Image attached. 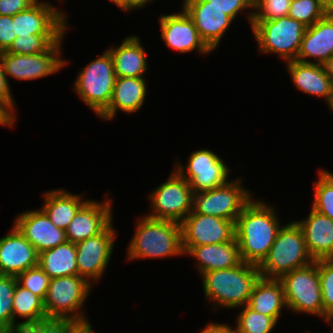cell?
I'll list each match as a JSON object with an SVG mask.
<instances>
[{
	"label": "cell",
	"instance_id": "obj_7",
	"mask_svg": "<svg viewBox=\"0 0 333 333\" xmlns=\"http://www.w3.org/2000/svg\"><path fill=\"white\" fill-rule=\"evenodd\" d=\"M116 78L112 57L106 50L78 73L74 89L99 116L109 106Z\"/></svg>",
	"mask_w": 333,
	"mask_h": 333
},
{
	"label": "cell",
	"instance_id": "obj_41",
	"mask_svg": "<svg viewBox=\"0 0 333 333\" xmlns=\"http://www.w3.org/2000/svg\"><path fill=\"white\" fill-rule=\"evenodd\" d=\"M13 17L0 15V52L6 51L17 37L15 34Z\"/></svg>",
	"mask_w": 333,
	"mask_h": 333
},
{
	"label": "cell",
	"instance_id": "obj_26",
	"mask_svg": "<svg viewBox=\"0 0 333 333\" xmlns=\"http://www.w3.org/2000/svg\"><path fill=\"white\" fill-rule=\"evenodd\" d=\"M287 63L288 72L297 89L328 100L333 82L322 64L302 63L296 60Z\"/></svg>",
	"mask_w": 333,
	"mask_h": 333
},
{
	"label": "cell",
	"instance_id": "obj_27",
	"mask_svg": "<svg viewBox=\"0 0 333 333\" xmlns=\"http://www.w3.org/2000/svg\"><path fill=\"white\" fill-rule=\"evenodd\" d=\"M247 305L258 313L272 317L276 322L286 308L284 289L279 279L260 277Z\"/></svg>",
	"mask_w": 333,
	"mask_h": 333
},
{
	"label": "cell",
	"instance_id": "obj_13",
	"mask_svg": "<svg viewBox=\"0 0 333 333\" xmlns=\"http://www.w3.org/2000/svg\"><path fill=\"white\" fill-rule=\"evenodd\" d=\"M184 168L177 162L175 170L189 182L194 194L221 187L229 181L230 170L211 150L194 151L188 158L187 170Z\"/></svg>",
	"mask_w": 333,
	"mask_h": 333
},
{
	"label": "cell",
	"instance_id": "obj_9",
	"mask_svg": "<svg viewBox=\"0 0 333 333\" xmlns=\"http://www.w3.org/2000/svg\"><path fill=\"white\" fill-rule=\"evenodd\" d=\"M150 194L153 213L147 217L180 224L193 209L191 186L176 170Z\"/></svg>",
	"mask_w": 333,
	"mask_h": 333
},
{
	"label": "cell",
	"instance_id": "obj_52",
	"mask_svg": "<svg viewBox=\"0 0 333 333\" xmlns=\"http://www.w3.org/2000/svg\"><path fill=\"white\" fill-rule=\"evenodd\" d=\"M327 103H328L330 109L333 111V86H332L331 92L329 94Z\"/></svg>",
	"mask_w": 333,
	"mask_h": 333
},
{
	"label": "cell",
	"instance_id": "obj_24",
	"mask_svg": "<svg viewBox=\"0 0 333 333\" xmlns=\"http://www.w3.org/2000/svg\"><path fill=\"white\" fill-rule=\"evenodd\" d=\"M186 254L197 259V267L201 275L207 271L229 269L243 262L235 238L222 244L192 247Z\"/></svg>",
	"mask_w": 333,
	"mask_h": 333
},
{
	"label": "cell",
	"instance_id": "obj_21",
	"mask_svg": "<svg viewBox=\"0 0 333 333\" xmlns=\"http://www.w3.org/2000/svg\"><path fill=\"white\" fill-rule=\"evenodd\" d=\"M333 55V12H328L312 26H308L301 41L296 61L323 64ZM315 58V62L306 60Z\"/></svg>",
	"mask_w": 333,
	"mask_h": 333
},
{
	"label": "cell",
	"instance_id": "obj_10",
	"mask_svg": "<svg viewBox=\"0 0 333 333\" xmlns=\"http://www.w3.org/2000/svg\"><path fill=\"white\" fill-rule=\"evenodd\" d=\"M251 198V192L244 189L240 179L232 180L221 187L195 193L192 211L235 222Z\"/></svg>",
	"mask_w": 333,
	"mask_h": 333
},
{
	"label": "cell",
	"instance_id": "obj_18",
	"mask_svg": "<svg viewBox=\"0 0 333 333\" xmlns=\"http://www.w3.org/2000/svg\"><path fill=\"white\" fill-rule=\"evenodd\" d=\"M111 204L110 199L86 200L65 230L67 240L76 244L102 233L113 223Z\"/></svg>",
	"mask_w": 333,
	"mask_h": 333
},
{
	"label": "cell",
	"instance_id": "obj_35",
	"mask_svg": "<svg viewBox=\"0 0 333 333\" xmlns=\"http://www.w3.org/2000/svg\"><path fill=\"white\" fill-rule=\"evenodd\" d=\"M327 13L321 0H292L288 16L308 27L322 19Z\"/></svg>",
	"mask_w": 333,
	"mask_h": 333
},
{
	"label": "cell",
	"instance_id": "obj_32",
	"mask_svg": "<svg viewBox=\"0 0 333 333\" xmlns=\"http://www.w3.org/2000/svg\"><path fill=\"white\" fill-rule=\"evenodd\" d=\"M236 321V333H271L277 323L272 317L254 311L247 304Z\"/></svg>",
	"mask_w": 333,
	"mask_h": 333
},
{
	"label": "cell",
	"instance_id": "obj_11",
	"mask_svg": "<svg viewBox=\"0 0 333 333\" xmlns=\"http://www.w3.org/2000/svg\"><path fill=\"white\" fill-rule=\"evenodd\" d=\"M62 39L52 44L46 51L34 55H18L1 52L4 73L16 80H33L51 75L67 64L60 58Z\"/></svg>",
	"mask_w": 333,
	"mask_h": 333
},
{
	"label": "cell",
	"instance_id": "obj_38",
	"mask_svg": "<svg viewBox=\"0 0 333 333\" xmlns=\"http://www.w3.org/2000/svg\"><path fill=\"white\" fill-rule=\"evenodd\" d=\"M324 319L333 311V259L318 260Z\"/></svg>",
	"mask_w": 333,
	"mask_h": 333
},
{
	"label": "cell",
	"instance_id": "obj_50",
	"mask_svg": "<svg viewBox=\"0 0 333 333\" xmlns=\"http://www.w3.org/2000/svg\"><path fill=\"white\" fill-rule=\"evenodd\" d=\"M110 1L115 3V5H117L122 10L127 11V0H110Z\"/></svg>",
	"mask_w": 333,
	"mask_h": 333
},
{
	"label": "cell",
	"instance_id": "obj_30",
	"mask_svg": "<svg viewBox=\"0 0 333 333\" xmlns=\"http://www.w3.org/2000/svg\"><path fill=\"white\" fill-rule=\"evenodd\" d=\"M12 310L13 328L32 324L47 318L44 301L30 290L20 286L18 283H16L14 288ZM16 315L20 318H25L26 320L21 323H17L15 319V317H17Z\"/></svg>",
	"mask_w": 333,
	"mask_h": 333
},
{
	"label": "cell",
	"instance_id": "obj_29",
	"mask_svg": "<svg viewBox=\"0 0 333 333\" xmlns=\"http://www.w3.org/2000/svg\"><path fill=\"white\" fill-rule=\"evenodd\" d=\"M38 266L51 278L78 275L75 243L65 242L38 254Z\"/></svg>",
	"mask_w": 333,
	"mask_h": 333
},
{
	"label": "cell",
	"instance_id": "obj_39",
	"mask_svg": "<svg viewBox=\"0 0 333 333\" xmlns=\"http://www.w3.org/2000/svg\"><path fill=\"white\" fill-rule=\"evenodd\" d=\"M23 327L26 333H74L80 325L69 319L46 318Z\"/></svg>",
	"mask_w": 333,
	"mask_h": 333
},
{
	"label": "cell",
	"instance_id": "obj_36",
	"mask_svg": "<svg viewBox=\"0 0 333 333\" xmlns=\"http://www.w3.org/2000/svg\"><path fill=\"white\" fill-rule=\"evenodd\" d=\"M16 276L0 275V327L13 328V293Z\"/></svg>",
	"mask_w": 333,
	"mask_h": 333
},
{
	"label": "cell",
	"instance_id": "obj_54",
	"mask_svg": "<svg viewBox=\"0 0 333 333\" xmlns=\"http://www.w3.org/2000/svg\"><path fill=\"white\" fill-rule=\"evenodd\" d=\"M0 70H3L2 60H1V52H0Z\"/></svg>",
	"mask_w": 333,
	"mask_h": 333
},
{
	"label": "cell",
	"instance_id": "obj_45",
	"mask_svg": "<svg viewBox=\"0 0 333 333\" xmlns=\"http://www.w3.org/2000/svg\"><path fill=\"white\" fill-rule=\"evenodd\" d=\"M200 333H236V331L230 325L211 322Z\"/></svg>",
	"mask_w": 333,
	"mask_h": 333
},
{
	"label": "cell",
	"instance_id": "obj_15",
	"mask_svg": "<svg viewBox=\"0 0 333 333\" xmlns=\"http://www.w3.org/2000/svg\"><path fill=\"white\" fill-rule=\"evenodd\" d=\"M13 17L16 36L64 35L67 17L49 4L38 0L28 9L20 11Z\"/></svg>",
	"mask_w": 333,
	"mask_h": 333
},
{
	"label": "cell",
	"instance_id": "obj_53",
	"mask_svg": "<svg viewBox=\"0 0 333 333\" xmlns=\"http://www.w3.org/2000/svg\"><path fill=\"white\" fill-rule=\"evenodd\" d=\"M325 320L330 323L333 327V311L331 313H329L328 315H326ZM333 329V328H332ZM333 331V330H332Z\"/></svg>",
	"mask_w": 333,
	"mask_h": 333
},
{
	"label": "cell",
	"instance_id": "obj_12",
	"mask_svg": "<svg viewBox=\"0 0 333 333\" xmlns=\"http://www.w3.org/2000/svg\"><path fill=\"white\" fill-rule=\"evenodd\" d=\"M184 255L192 248L235 238V222L191 211L180 223Z\"/></svg>",
	"mask_w": 333,
	"mask_h": 333
},
{
	"label": "cell",
	"instance_id": "obj_20",
	"mask_svg": "<svg viewBox=\"0 0 333 333\" xmlns=\"http://www.w3.org/2000/svg\"><path fill=\"white\" fill-rule=\"evenodd\" d=\"M37 265L36 249L15 226L0 238V275L17 276Z\"/></svg>",
	"mask_w": 333,
	"mask_h": 333
},
{
	"label": "cell",
	"instance_id": "obj_1",
	"mask_svg": "<svg viewBox=\"0 0 333 333\" xmlns=\"http://www.w3.org/2000/svg\"><path fill=\"white\" fill-rule=\"evenodd\" d=\"M263 201H250L235 221V239L243 262L259 265L267 256L281 225Z\"/></svg>",
	"mask_w": 333,
	"mask_h": 333
},
{
	"label": "cell",
	"instance_id": "obj_6",
	"mask_svg": "<svg viewBox=\"0 0 333 333\" xmlns=\"http://www.w3.org/2000/svg\"><path fill=\"white\" fill-rule=\"evenodd\" d=\"M251 28L262 53L278 54L286 62L294 61L307 26L302 22L281 17L274 20L251 22Z\"/></svg>",
	"mask_w": 333,
	"mask_h": 333
},
{
	"label": "cell",
	"instance_id": "obj_16",
	"mask_svg": "<svg viewBox=\"0 0 333 333\" xmlns=\"http://www.w3.org/2000/svg\"><path fill=\"white\" fill-rule=\"evenodd\" d=\"M182 7L193 20L205 45L211 51L216 49L233 20L205 0H188Z\"/></svg>",
	"mask_w": 333,
	"mask_h": 333
},
{
	"label": "cell",
	"instance_id": "obj_51",
	"mask_svg": "<svg viewBox=\"0 0 333 333\" xmlns=\"http://www.w3.org/2000/svg\"><path fill=\"white\" fill-rule=\"evenodd\" d=\"M324 8L328 12H333V0H321Z\"/></svg>",
	"mask_w": 333,
	"mask_h": 333
},
{
	"label": "cell",
	"instance_id": "obj_19",
	"mask_svg": "<svg viewBox=\"0 0 333 333\" xmlns=\"http://www.w3.org/2000/svg\"><path fill=\"white\" fill-rule=\"evenodd\" d=\"M14 223L38 254L68 241L65 231L56 227L42 209L20 214Z\"/></svg>",
	"mask_w": 333,
	"mask_h": 333
},
{
	"label": "cell",
	"instance_id": "obj_31",
	"mask_svg": "<svg viewBox=\"0 0 333 333\" xmlns=\"http://www.w3.org/2000/svg\"><path fill=\"white\" fill-rule=\"evenodd\" d=\"M318 176L311 208L333 220V173L321 169Z\"/></svg>",
	"mask_w": 333,
	"mask_h": 333
},
{
	"label": "cell",
	"instance_id": "obj_5",
	"mask_svg": "<svg viewBox=\"0 0 333 333\" xmlns=\"http://www.w3.org/2000/svg\"><path fill=\"white\" fill-rule=\"evenodd\" d=\"M92 285L79 275L50 279L44 308L47 318L69 319L80 326L91 325L79 309L89 296Z\"/></svg>",
	"mask_w": 333,
	"mask_h": 333
},
{
	"label": "cell",
	"instance_id": "obj_34",
	"mask_svg": "<svg viewBox=\"0 0 333 333\" xmlns=\"http://www.w3.org/2000/svg\"><path fill=\"white\" fill-rule=\"evenodd\" d=\"M292 0H252L253 8L248 19L251 22H262L288 16Z\"/></svg>",
	"mask_w": 333,
	"mask_h": 333
},
{
	"label": "cell",
	"instance_id": "obj_49",
	"mask_svg": "<svg viewBox=\"0 0 333 333\" xmlns=\"http://www.w3.org/2000/svg\"><path fill=\"white\" fill-rule=\"evenodd\" d=\"M74 333H94L92 326H80Z\"/></svg>",
	"mask_w": 333,
	"mask_h": 333
},
{
	"label": "cell",
	"instance_id": "obj_55",
	"mask_svg": "<svg viewBox=\"0 0 333 333\" xmlns=\"http://www.w3.org/2000/svg\"><path fill=\"white\" fill-rule=\"evenodd\" d=\"M0 333H4V327H0Z\"/></svg>",
	"mask_w": 333,
	"mask_h": 333
},
{
	"label": "cell",
	"instance_id": "obj_46",
	"mask_svg": "<svg viewBox=\"0 0 333 333\" xmlns=\"http://www.w3.org/2000/svg\"><path fill=\"white\" fill-rule=\"evenodd\" d=\"M152 1L154 0H127V11L142 8Z\"/></svg>",
	"mask_w": 333,
	"mask_h": 333
},
{
	"label": "cell",
	"instance_id": "obj_3",
	"mask_svg": "<svg viewBox=\"0 0 333 333\" xmlns=\"http://www.w3.org/2000/svg\"><path fill=\"white\" fill-rule=\"evenodd\" d=\"M135 234L128 246L130 260L164 258L184 254L179 223L150 217L138 219Z\"/></svg>",
	"mask_w": 333,
	"mask_h": 333
},
{
	"label": "cell",
	"instance_id": "obj_33",
	"mask_svg": "<svg viewBox=\"0 0 333 333\" xmlns=\"http://www.w3.org/2000/svg\"><path fill=\"white\" fill-rule=\"evenodd\" d=\"M64 35H32L18 36L5 51L18 55H34L46 51L52 44L57 43Z\"/></svg>",
	"mask_w": 333,
	"mask_h": 333
},
{
	"label": "cell",
	"instance_id": "obj_23",
	"mask_svg": "<svg viewBox=\"0 0 333 333\" xmlns=\"http://www.w3.org/2000/svg\"><path fill=\"white\" fill-rule=\"evenodd\" d=\"M146 87L144 77H117L109 106L99 117L111 120L118 110L125 113L140 110L145 101Z\"/></svg>",
	"mask_w": 333,
	"mask_h": 333
},
{
	"label": "cell",
	"instance_id": "obj_4",
	"mask_svg": "<svg viewBox=\"0 0 333 333\" xmlns=\"http://www.w3.org/2000/svg\"><path fill=\"white\" fill-rule=\"evenodd\" d=\"M309 254L301 228L294 221L283 225L267 256L258 265L261 277L279 279L283 274L310 265Z\"/></svg>",
	"mask_w": 333,
	"mask_h": 333
},
{
	"label": "cell",
	"instance_id": "obj_44",
	"mask_svg": "<svg viewBox=\"0 0 333 333\" xmlns=\"http://www.w3.org/2000/svg\"><path fill=\"white\" fill-rule=\"evenodd\" d=\"M0 99L7 101L15 109L8 78L4 70H0Z\"/></svg>",
	"mask_w": 333,
	"mask_h": 333
},
{
	"label": "cell",
	"instance_id": "obj_28",
	"mask_svg": "<svg viewBox=\"0 0 333 333\" xmlns=\"http://www.w3.org/2000/svg\"><path fill=\"white\" fill-rule=\"evenodd\" d=\"M81 199V195L54 189L45 192L44 206L41 208L56 227L65 231L78 209L86 202Z\"/></svg>",
	"mask_w": 333,
	"mask_h": 333
},
{
	"label": "cell",
	"instance_id": "obj_17",
	"mask_svg": "<svg viewBox=\"0 0 333 333\" xmlns=\"http://www.w3.org/2000/svg\"><path fill=\"white\" fill-rule=\"evenodd\" d=\"M161 38L166 45L181 53L198 50L208 54L211 50L201 40L193 20L182 10L175 14H162L159 18Z\"/></svg>",
	"mask_w": 333,
	"mask_h": 333
},
{
	"label": "cell",
	"instance_id": "obj_8",
	"mask_svg": "<svg viewBox=\"0 0 333 333\" xmlns=\"http://www.w3.org/2000/svg\"><path fill=\"white\" fill-rule=\"evenodd\" d=\"M279 280L284 289L287 308L295 313L304 312L324 318L318 260L283 274Z\"/></svg>",
	"mask_w": 333,
	"mask_h": 333
},
{
	"label": "cell",
	"instance_id": "obj_42",
	"mask_svg": "<svg viewBox=\"0 0 333 333\" xmlns=\"http://www.w3.org/2000/svg\"><path fill=\"white\" fill-rule=\"evenodd\" d=\"M37 0H0V15L14 16L28 9Z\"/></svg>",
	"mask_w": 333,
	"mask_h": 333
},
{
	"label": "cell",
	"instance_id": "obj_40",
	"mask_svg": "<svg viewBox=\"0 0 333 333\" xmlns=\"http://www.w3.org/2000/svg\"><path fill=\"white\" fill-rule=\"evenodd\" d=\"M210 6L217 7L228 15L232 20L237 14L243 12L246 8H253L252 0H205ZM242 10V11H241Z\"/></svg>",
	"mask_w": 333,
	"mask_h": 333
},
{
	"label": "cell",
	"instance_id": "obj_37",
	"mask_svg": "<svg viewBox=\"0 0 333 333\" xmlns=\"http://www.w3.org/2000/svg\"><path fill=\"white\" fill-rule=\"evenodd\" d=\"M16 279L20 286L44 301L51 278L38 265L18 274Z\"/></svg>",
	"mask_w": 333,
	"mask_h": 333
},
{
	"label": "cell",
	"instance_id": "obj_22",
	"mask_svg": "<svg viewBox=\"0 0 333 333\" xmlns=\"http://www.w3.org/2000/svg\"><path fill=\"white\" fill-rule=\"evenodd\" d=\"M314 261L333 259V220L311 209L308 218L297 221Z\"/></svg>",
	"mask_w": 333,
	"mask_h": 333
},
{
	"label": "cell",
	"instance_id": "obj_43",
	"mask_svg": "<svg viewBox=\"0 0 333 333\" xmlns=\"http://www.w3.org/2000/svg\"><path fill=\"white\" fill-rule=\"evenodd\" d=\"M12 110H14V108L7 101L0 99V125H15L16 113Z\"/></svg>",
	"mask_w": 333,
	"mask_h": 333
},
{
	"label": "cell",
	"instance_id": "obj_25",
	"mask_svg": "<svg viewBox=\"0 0 333 333\" xmlns=\"http://www.w3.org/2000/svg\"><path fill=\"white\" fill-rule=\"evenodd\" d=\"M116 77H144L147 71L145 49L137 35L126 37L117 48L108 49Z\"/></svg>",
	"mask_w": 333,
	"mask_h": 333
},
{
	"label": "cell",
	"instance_id": "obj_2",
	"mask_svg": "<svg viewBox=\"0 0 333 333\" xmlns=\"http://www.w3.org/2000/svg\"><path fill=\"white\" fill-rule=\"evenodd\" d=\"M260 277L258 265L245 262L229 269L207 271L202 274L204 294L217 308L243 307Z\"/></svg>",
	"mask_w": 333,
	"mask_h": 333
},
{
	"label": "cell",
	"instance_id": "obj_14",
	"mask_svg": "<svg viewBox=\"0 0 333 333\" xmlns=\"http://www.w3.org/2000/svg\"><path fill=\"white\" fill-rule=\"evenodd\" d=\"M115 238L116 231L111 223L102 233L75 244L78 275L89 284L102 278L112 255Z\"/></svg>",
	"mask_w": 333,
	"mask_h": 333
},
{
	"label": "cell",
	"instance_id": "obj_47",
	"mask_svg": "<svg viewBox=\"0 0 333 333\" xmlns=\"http://www.w3.org/2000/svg\"><path fill=\"white\" fill-rule=\"evenodd\" d=\"M326 74L331 78L333 82V55L327 59L323 64Z\"/></svg>",
	"mask_w": 333,
	"mask_h": 333
},
{
	"label": "cell",
	"instance_id": "obj_48",
	"mask_svg": "<svg viewBox=\"0 0 333 333\" xmlns=\"http://www.w3.org/2000/svg\"><path fill=\"white\" fill-rule=\"evenodd\" d=\"M4 333H26V329L23 326L4 328Z\"/></svg>",
	"mask_w": 333,
	"mask_h": 333
}]
</instances>
